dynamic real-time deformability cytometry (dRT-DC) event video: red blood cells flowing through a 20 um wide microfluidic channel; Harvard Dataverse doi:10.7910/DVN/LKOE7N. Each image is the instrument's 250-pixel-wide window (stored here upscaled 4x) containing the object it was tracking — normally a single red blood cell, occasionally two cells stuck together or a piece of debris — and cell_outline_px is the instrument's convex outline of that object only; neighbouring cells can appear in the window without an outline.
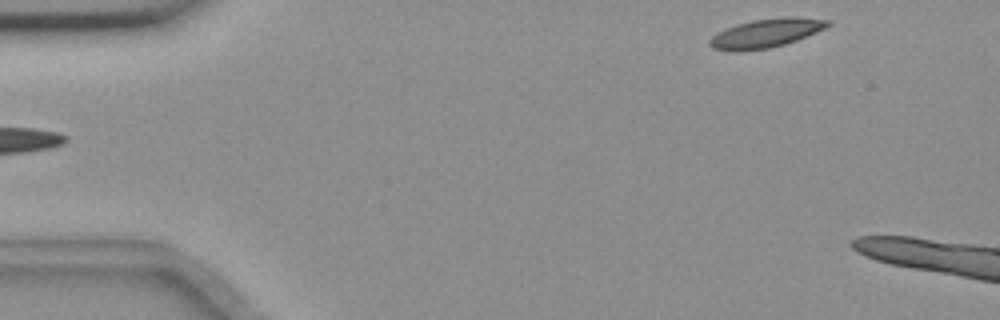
{"species": "common noctule bat (a hibernating species)", "species_latin": "Nyctalus noctula", "temperature_condition": "room temperature", "stored_images_in_passage": 6, "segment_of_instrument_passage": [2, 2], "camera_frame_rate_fps": 3000, "um_per_image_px": 0.085, "animal": {"sex": "female", "body_mass_g": 18.4}, "frame": {"image": 1, "passage_image": 6, "time_ms": 5.667, "image_size_px": [1000, 320], "cell_outline_px": [[832, 24], [824, 28], [796, 40], [784, 44], [768, 48], [736, 52], [712, 48], [708, 44], [708, 40], [712, 36], [736, 24], [752, 20], [788, 16], [792, 16], [832, 20]], "centroid_in_image_um": [65.11, 2.81], "position_along_channel_um": 19.9, "area_um2": 19.71}}